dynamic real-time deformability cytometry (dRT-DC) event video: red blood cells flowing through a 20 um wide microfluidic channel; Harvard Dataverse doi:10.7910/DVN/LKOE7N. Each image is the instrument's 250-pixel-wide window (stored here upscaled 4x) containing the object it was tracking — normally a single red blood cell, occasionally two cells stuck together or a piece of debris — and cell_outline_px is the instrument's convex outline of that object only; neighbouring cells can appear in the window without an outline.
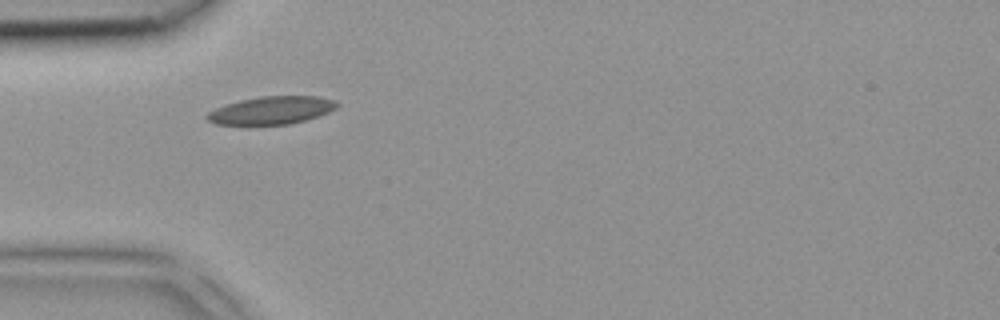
{"species": "common noctule bat (a hibernating species)", "species_latin": "Nyctalus noctula", "temperature_condition": "room temperature", "stored_images_in_passage": 1, "camera_frame_rate_fps": 3000, "um_per_image_px": 0.085, "animal": {"sex": "female", "body_mass_g": 18.4}, "frame": {"image": 1, "passage_image": 1, "time_ms": 0.0, "image_size_px": [1000, 320], "cell_outline_px": [[340, 104], [336, 108], [328, 112], [304, 120], [288, 124], [216, 124], [208, 120], [204, 116], [208, 112], [216, 108], [240, 100], [260, 96], [320, 96], [336, 100]], "centroid_in_image_um": [23.1, 9.36], "position_along_channel_um": 61.9, "area_um2": 20.87}}